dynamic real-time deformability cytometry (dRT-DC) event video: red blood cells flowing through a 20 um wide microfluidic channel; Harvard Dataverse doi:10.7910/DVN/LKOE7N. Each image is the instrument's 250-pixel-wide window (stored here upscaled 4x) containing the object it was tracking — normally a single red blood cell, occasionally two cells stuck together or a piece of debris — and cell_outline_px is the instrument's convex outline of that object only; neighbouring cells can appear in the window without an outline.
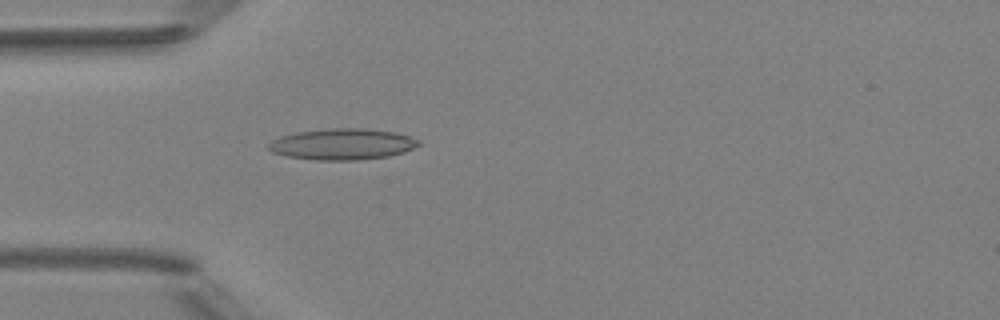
{"species": "Egyptian fruit bat (a non-hibernating species)", "species_latin": "Rousettus aegyptiacus", "temperature_condition": "room temperature", "stored_images_in_passage": 5, "camera_frame_rate_fps": 3000, "um_per_image_px": 0.085, "animal": {"sex": "female"}, "frame": {"image": 1, "passage_image": 5, "time_ms": 4.667, "image_size_px": [1000, 320], "cell_outline_px": [[420, 144], [404, 152], [388, 156], [356, 160], [316, 160], [288, 156], [272, 152], [268, 148], [268, 144], [272, 140], [280, 136], [296, 132], [328, 128], [368, 128], [396, 132], [420, 140]], "centroid_in_image_um": [29.1, 12.24], "position_along_channel_um": 55.9, "area_um2": 27.28}}